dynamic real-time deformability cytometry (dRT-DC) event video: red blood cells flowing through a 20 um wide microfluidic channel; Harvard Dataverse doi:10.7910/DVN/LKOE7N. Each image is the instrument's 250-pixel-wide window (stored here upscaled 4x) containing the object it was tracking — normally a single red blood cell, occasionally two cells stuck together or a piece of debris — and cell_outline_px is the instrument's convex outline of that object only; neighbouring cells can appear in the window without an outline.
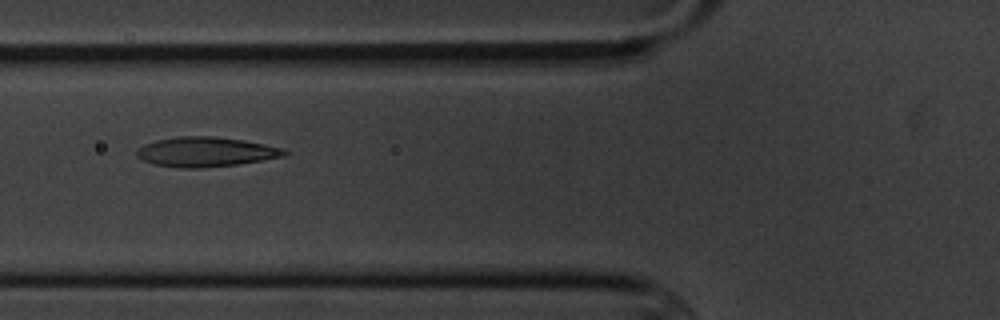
{"species": "common noctule bat (a hibernating species)", "species_latin": "Nyctalus noctula", "temperature_condition": "cold", "stored_images_in_passage": 7, "camera_frame_rate_fps": 3000, "um_per_image_px": 0.085, "animal": {"sex": "male", "body_mass_g": 20.1, "forearm_length_mm": 53.5}, "frame": {"image": 1, "passage_image": 5, "time_ms": 4.667, "image_size_px": [1000, 320], "cell_outline_px": [[288, 152], [284, 156], [236, 164], [200, 168], [180, 168], [152, 164], [136, 156], [136, 148], [144, 144], [156, 140], [176, 136], [212, 136], [244, 140], [284, 148]], "centroid_in_image_um": [17.44, 12.9], "position_along_channel_um": 108.4, "area_um2": 25.55}}
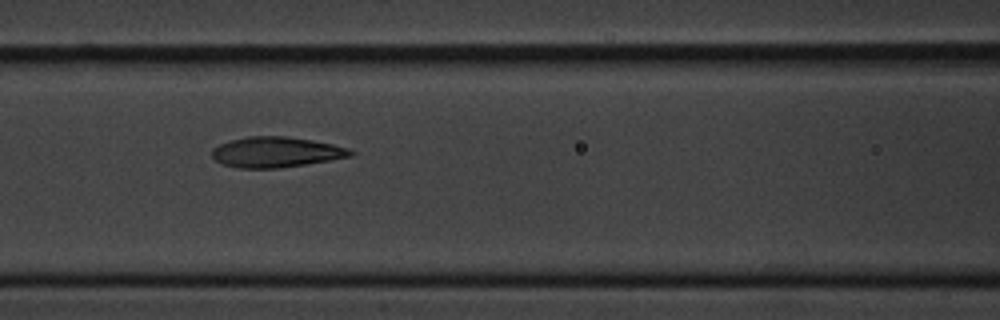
{"frame": {"image": 2, "passage_image": 6, "time_ms": 5.667, "image_size_px": [1000, 320], "cell_outline_px": [[356, 152], [352, 156], [304, 164], [276, 168], [236, 168], [220, 164], [212, 156], [212, 148], [228, 140], [248, 136], [288, 136], [312, 140], [332, 144], [348, 148]], "centroid_in_image_um": [23.42, 12.92], "position_along_channel_um": 143.2, "area_um2": 24.62}}
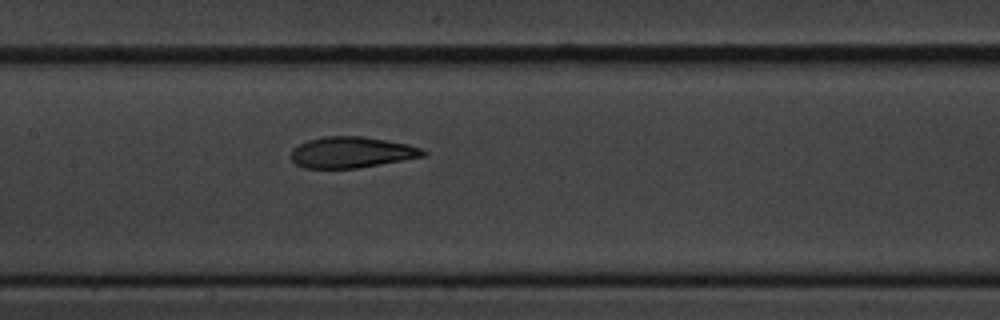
{"frame": {"image": 3, "passage_image": 7, "time_ms": 6.667, "image_size_px": [1000, 320], "cell_outline_px": [[428, 152], [424, 156], [404, 160], [356, 168], [304, 168], [296, 164], [292, 160], [292, 148], [308, 140], [324, 136], [364, 136], [408, 144], [420, 148]], "centroid_in_image_um": [29.89, 12.94], "position_along_channel_um": 177.5, "area_um2": 23.81}}